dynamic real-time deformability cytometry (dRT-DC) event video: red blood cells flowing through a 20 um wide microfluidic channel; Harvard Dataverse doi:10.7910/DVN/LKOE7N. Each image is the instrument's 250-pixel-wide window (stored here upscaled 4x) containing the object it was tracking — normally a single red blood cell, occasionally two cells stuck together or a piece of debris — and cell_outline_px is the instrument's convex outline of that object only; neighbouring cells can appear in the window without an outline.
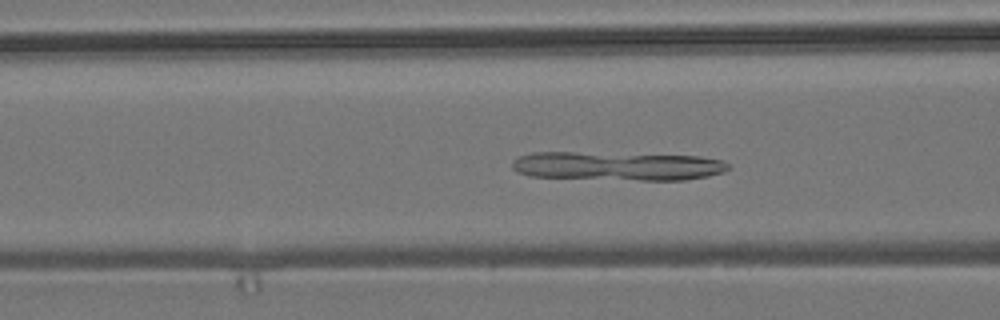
{"species": "common noctule bat (a hibernating species)", "species_latin": "Nyctalus noctula", "temperature_condition": "room temperature", "stored_images_in_passage": 54, "camera_frame_rate_fps": 3000, "um_per_image_px": 0.085, "animal": {"sex": "male", "body_mass_g": 19.2, "forearm_length_mm": 51.8}, "frame": {"image": 1, "passage_image": 21, "time_ms": 6.667, "image_size_px": [1000, 320], "cell_outline_px": [[732, 168], [724, 172], [708, 176], [684, 180], [640, 180], [528, 176], [516, 172], [512, 168], [512, 160], [520, 156], [532, 152], [572, 152], [700, 156], [720, 160], [728, 164]], "centroid_in_image_um": [52.47, 14.11], "position_along_channel_um": 114.1, "area_um2": 36.24}}
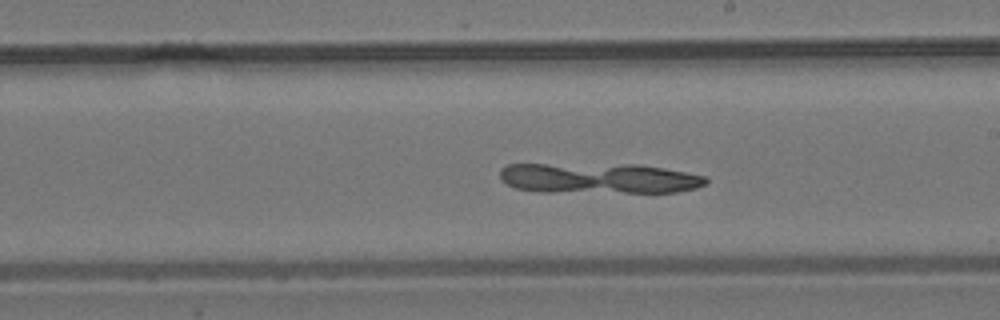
{"frame": {"image": 2, "passage_image": 31, "time_ms": 10.0, "image_size_px": [1000, 320], "cell_outline_px": [[708, 184], [696, 188], [680, 192], [540, 192], [516, 188], [500, 180], [500, 168], [508, 164], [636, 164], [664, 168], [708, 176]], "centroid_in_image_um": [50.93, 15.15], "position_along_channel_um": 238.1, "area_um2": 36.99}}
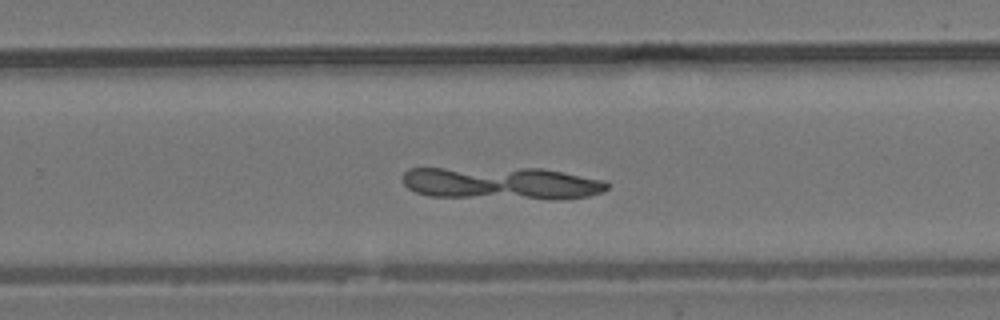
{"frame": {"image": 3, "passage_image": 35, "time_ms": 11.333, "image_size_px": [1000, 320], "cell_outline_px": [[608, 188], [604, 192], [588, 196], [564, 200], [548, 200], [428, 196], [416, 192], [408, 188], [404, 184], [404, 172], [408, 168], [540, 168], [604, 180], [608, 184]], "centroid_in_image_um": [42.66, 15.59], "position_along_channel_um": 287.1, "area_um2": 39.36}}